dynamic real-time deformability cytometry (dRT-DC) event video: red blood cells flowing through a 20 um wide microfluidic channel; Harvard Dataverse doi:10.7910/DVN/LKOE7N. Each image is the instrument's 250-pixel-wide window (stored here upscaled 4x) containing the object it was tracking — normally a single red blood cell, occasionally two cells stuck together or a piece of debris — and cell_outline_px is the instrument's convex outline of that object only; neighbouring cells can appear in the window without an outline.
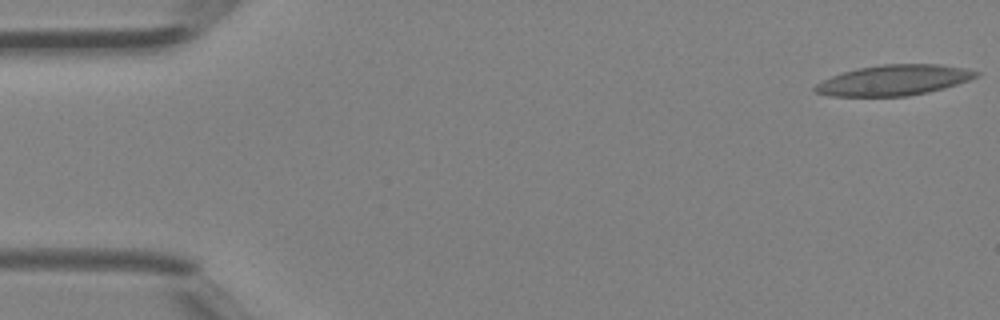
{"species": "Egyptian fruit bat (a non-hibernating species)", "species_latin": "Rousettus aegyptiacus", "temperature_condition": "room temperature", "stored_images_in_passage": 13, "camera_frame_rate_fps": 3000, "um_per_image_px": 0.085, "animal": {"sex": "female"}, "frame": {"image": 1, "passage_image": 1, "time_ms": 0.0, "image_size_px": [1000, 320], "cell_outline_px": [[980, 76], [944, 88], [928, 92], [908, 96], [828, 96], [816, 92], [812, 88], [816, 84], [832, 76], [844, 72], [860, 68], [880, 64], [940, 64], [968, 68], [980, 72]], "centroid_in_image_um": [76.02, 6.81], "position_along_channel_um": 9.0, "area_um2": 28.61}}